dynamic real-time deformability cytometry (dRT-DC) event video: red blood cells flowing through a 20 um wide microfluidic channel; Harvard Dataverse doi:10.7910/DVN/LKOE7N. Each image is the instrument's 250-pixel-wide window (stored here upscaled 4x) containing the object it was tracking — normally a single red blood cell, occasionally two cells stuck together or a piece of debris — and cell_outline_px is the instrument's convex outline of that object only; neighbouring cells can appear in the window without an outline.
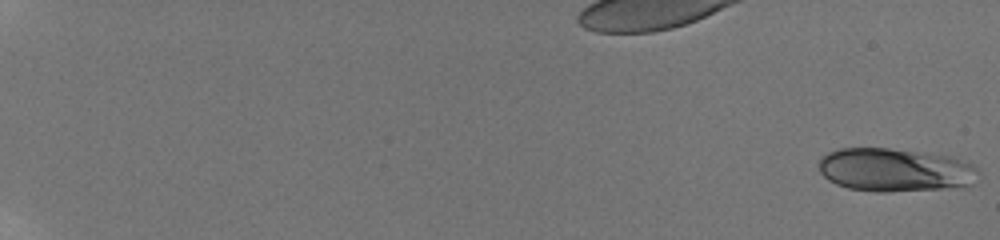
{"species": "human", "species_latin": "Homo sapiens", "temperature_condition": "room temperature", "stored_images_in_passage": 51, "camera_frame_rate_fps": 3000, "um_per_image_px": 0.085, "donor": {"sex": "male"}, "frame": {"image": 1, "passage_image": 1, "time_ms": 0.0, "image_size_px": [1000, 240], "cell_outline_px": [[980, 172], [968, 184], [940, 188], [884, 192], [876, 192], [848, 188], [836, 184], [828, 180], [820, 172], [820, 156], [828, 152], [840, 148], [888, 148], [948, 156], [972, 164]], "centroid_in_image_um": [75.98, 14.43], "position_along_channel_um": 9.0, "area_um2": 39.71}}
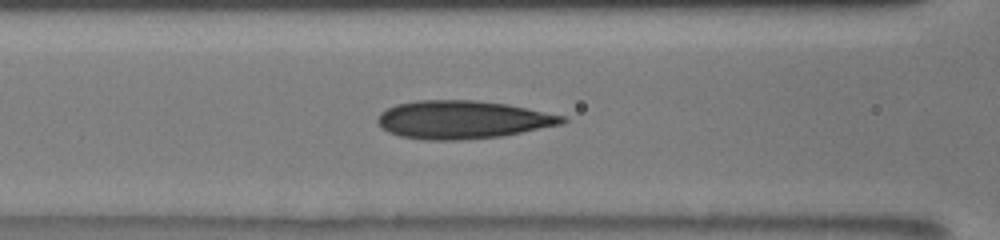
{"frame": {"image": 2, "passage_image": 31, "time_ms": 9.333, "image_size_px": [1000, 240], "cell_outline_px": [[568, 120], [560, 124], [500, 136], [460, 140], [424, 140], [400, 136], [388, 132], [376, 120], [380, 112], [396, 104], [416, 100], [476, 100], [508, 104], [564, 116]], "centroid_in_image_um": [39.27, 10.16], "position_along_channel_um": 127.3, "area_um2": 40.75}}
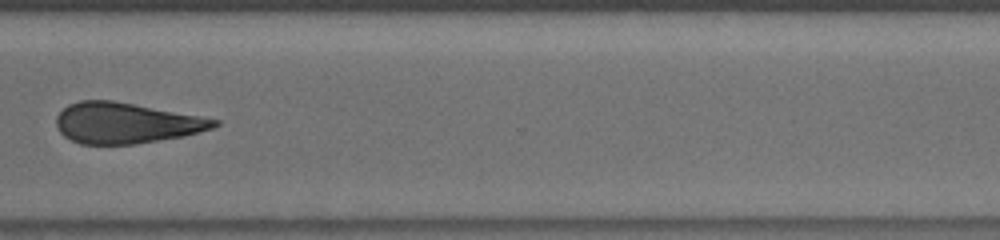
{"frame": {"image": 3, "passage_image": 44, "time_ms": 15.333, "image_size_px": [1000, 240], "cell_outline_px": [[220, 124], [212, 128], [184, 136], [132, 144], [80, 144], [64, 136], [60, 132], [56, 124], [56, 116], [68, 104], [80, 100], [112, 100], [220, 120]], "centroid_in_image_um": [10.67, 10.45], "position_along_channel_um": 359.9, "area_um2": 37.11}, "authors_computed_cell_mechanics": {"area_um2": 38.726, "velocity_mm_per_s": 3.8799, "shape_relaxation_time_tau1_ms": 7.808, "shape_relaxation_time_tau2_ms": null, "deformation_change_tau1": 0.1395, "deformation_change_tau2": null}}